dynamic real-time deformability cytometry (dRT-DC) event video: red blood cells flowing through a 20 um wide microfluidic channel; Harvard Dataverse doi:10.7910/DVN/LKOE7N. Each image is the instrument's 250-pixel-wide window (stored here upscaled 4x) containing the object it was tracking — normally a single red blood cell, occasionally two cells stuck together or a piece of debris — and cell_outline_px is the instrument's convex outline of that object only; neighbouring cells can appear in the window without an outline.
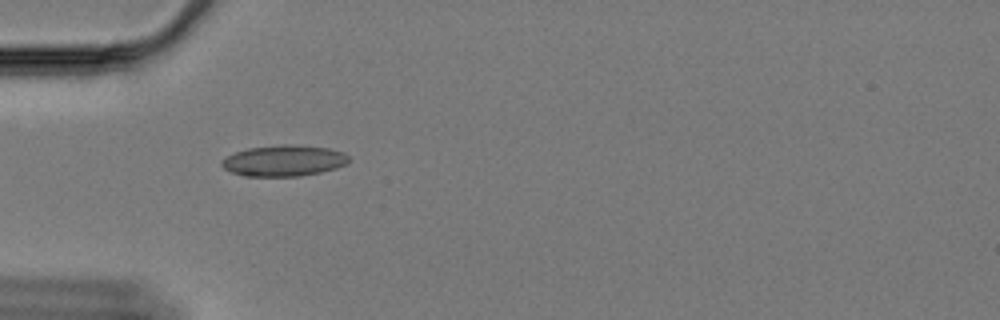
{"species": "Egyptian fruit bat (a non-hibernating species)", "species_latin": "Rousettus aegyptiacus", "temperature_condition": "cold", "stored_images_in_passage": 47, "camera_frame_rate_fps": 3000, "um_per_image_px": 0.085, "animal": {"sex": "female"}, "frame": {"image": 1, "passage_image": 6, "time_ms": 1.667, "image_size_px": [1000, 320], "cell_outline_px": [[348, 164], [336, 168], [320, 172], [300, 176], [244, 176], [232, 172], [224, 168], [220, 164], [220, 160], [224, 156], [248, 148], [284, 144], [296, 144], [328, 148], [344, 152], [348, 156]], "centroid_in_image_um": [24.11, 13.65], "position_along_channel_um": 60.9, "area_um2": 23.18}}
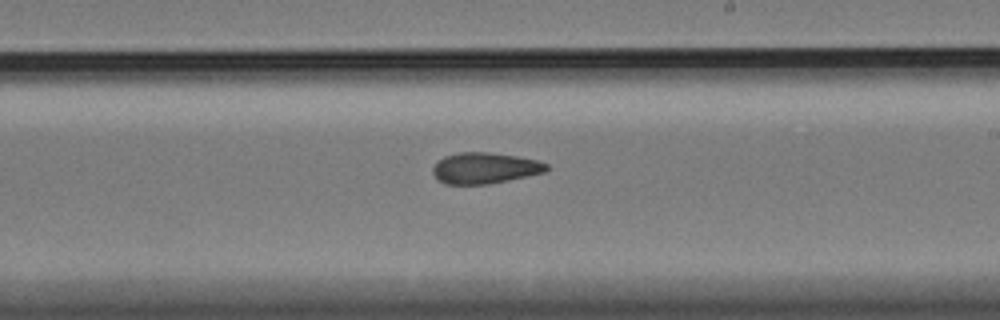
{"frame": {"image": 2, "passage_image": 23, "time_ms": 7.333, "image_size_px": [1000, 320], "cell_outline_px": [[548, 168], [544, 172], [508, 180], [488, 184], [444, 184], [432, 172], [432, 168], [436, 160], [444, 156], [460, 152], [488, 152], [516, 156], [536, 160], [548, 164]], "centroid_in_image_um": [41.16, 14.28], "position_along_channel_um": 247.8, "area_um2": 20.46}}
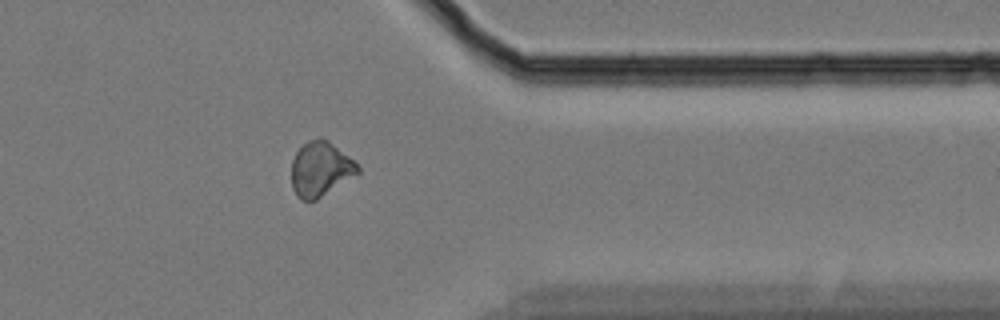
{"frame": {"image": 3, "passage_image": 36, "time_ms": 11.667, "image_size_px": [1000, 320], "cell_outline_px": [[360, 172], [316, 200], [300, 200], [296, 196], [292, 188], [292, 160], [296, 152], [308, 140], [328, 140], [348, 156], [360, 168]], "centroid_in_image_um": [27.21, 14.4], "position_along_channel_um": 384.2, "area_um2": 20.69}, "authors_computed_cell_mechanics": {"area_um2": 20.808, "velocity_mm_per_s": 3.3398, "shape_relaxation_time_tau1_ms": null, "shape_relaxation_time_tau2_ms": 6.0853, "deformation_change_tau1": null, "deformation_change_tau2": 0.1092}}